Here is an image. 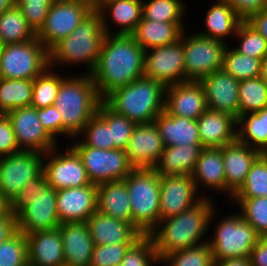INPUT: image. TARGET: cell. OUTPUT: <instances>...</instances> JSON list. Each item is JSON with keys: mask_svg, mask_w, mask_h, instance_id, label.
<instances>
[{"mask_svg": "<svg viewBox=\"0 0 267 266\" xmlns=\"http://www.w3.org/2000/svg\"><path fill=\"white\" fill-rule=\"evenodd\" d=\"M267 197V154H261L252 164L245 182L232 198Z\"/></svg>", "mask_w": 267, "mask_h": 266, "instance_id": "obj_43", "label": "cell"}, {"mask_svg": "<svg viewBox=\"0 0 267 266\" xmlns=\"http://www.w3.org/2000/svg\"><path fill=\"white\" fill-rule=\"evenodd\" d=\"M86 223L95 245L134 244L143 236L132 224L99 211Z\"/></svg>", "mask_w": 267, "mask_h": 266, "instance_id": "obj_27", "label": "cell"}, {"mask_svg": "<svg viewBox=\"0 0 267 266\" xmlns=\"http://www.w3.org/2000/svg\"><path fill=\"white\" fill-rule=\"evenodd\" d=\"M229 46L224 51L222 69L239 81L259 77L261 60L243 55Z\"/></svg>", "mask_w": 267, "mask_h": 266, "instance_id": "obj_40", "label": "cell"}, {"mask_svg": "<svg viewBox=\"0 0 267 266\" xmlns=\"http://www.w3.org/2000/svg\"><path fill=\"white\" fill-rule=\"evenodd\" d=\"M0 266H29L27 237L17 231L0 244Z\"/></svg>", "mask_w": 267, "mask_h": 266, "instance_id": "obj_47", "label": "cell"}, {"mask_svg": "<svg viewBox=\"0 0 267 266\" xmlns=\"http://www.w3.org/2000/svg\"><path fill=\"white\" fill-rule=\"evenodd\" d=\"M56 206L60 224L86 222L97 211V185L57 190Z\"/></svg>", "mask_w": 267, "mask_h": 266, "instance_id": "obj_21", "label": "cell"}, {"mask_svg": "<svg viewBox=\"0 0 267 266\" xmlns=\"http://www.w3.org/2000/svg\"><path fill=\"white\" fill-rule=\"evenodd\" d=\"M158 264H160V258L152 238L149 235H143L128 249L121 266H157Z\"/></svg>", "mask_w": 267, "mask_h": 266, "instance_id": "obj_48", "label": "cell"}, {"mask_svg": "<svg viewBox=\"0 0 267 266\" xmlns=\"http://www.w3.org/2000/svg\"><path fill=\"white\" fill-rule=\"evenodd\" d=\"M75 138L85 146L104 150L113 149L107 121L98 112L87 122L83 130Z\"/></svg>", "mask_w": 267, "mask_h": 266, "instance_id": "obj_46", "label": "cell"}, {"mask_svg": "<svg viewBox=\"0 0 267 266\" xmlns=\"http://www.w3.org/2000/svg\"><path fill=\"white\" fill-rule=\"evenodd\" d=\"M251 266H267V242L260 238L250 252Z\"/></svg>", "mask_w": 267, "mask_h": 266, "instance_id": "obj_55", "label": "cell"}, {"mask_svg": "<svg viewBox=\"0 0 267 266\" xmlns=\"http://www.w3.org/2000/svg\"><path fill=\"white\" fill-rule=\"evenodd\" d=\"M36 37L37 34L26 22L17 5L0 14V46L21 43Z\"/></svg>", "mask_w": 267, "mask_h": 266, "instance_id": "obj_35", "label": "cell"}, {"mask_svg": "<svg viewBox=\"0 0 267 266\" xmlns=\"http://www.w3.org/2000/svg\"><path fill=\"white\" fill-rule=\"evenodd\" d=\"M6 115L12 124L20 150L39 151L45 154L58 145L42 127L35 107L17 108L7 112Z\"/></svg>", "mask_w": 267, "mask_h": 266, "instance_id": "obj_16", "label": "cell"}, {"mask_svg": "<svg viewBox=\"0 0 267 266\" xmlns=\"http://www.w3.org/2000/svg\"><path fill=\"white\" fill-rule=\"evenodd\" d=\"M105 36L101 15L94 9L70 35L49 51L50 67L74 68L82 64L86 65L85 73L91 74L98 62Z\"/></svg>", "mask_w": 267, "mask_h": 266, "instance_id": "obj_5", "label": "cell"}, {"mask_svg": "<svg viewBox=\"0 0 267 266\" xmlns=\"http://www.w3.org/2000/svg\"><path fill=\"white\" fill-rule=\"evenodd\" d=\"M231 38L239 40L238 46L233 47L239 53L261 61L267 56V40L246 21L239 25L235 36Z\"/></svg>", "mask_w": 267, "mask_h": 266, "instance_id": "obj_45", "label": "cell"}, {"mask_svg": "<svg viewBox=\"0 0 267 266\" xmlns=\"http://www.w3.org/2000/svg\"><path fill=\"white\" fill-rule=\"evenodd\" d=\"M203 198L191 175L160 176V220L192 208Z\"/></svg>", "mask_w": 267, "mask_h": 266, "instance_id": "obj_17", "label": "cell"}, {"mask_svg": "<svg viewBox=\"0 0 267 266\" xmlns=\"http://www.w3.org/2000/svg\"><path fill=\"white\" fill-rule=\"evenodd\" d=\"M97 211L132 224V210L125 180L97 185Z\"/></svg>", "mask_w": 267, "mask_h": 266, "instance_id": "obj_31", "label": "cell"}, {"mask_svg": "<svg viewBox=\"0 0 267 266\" xmlns=\"http://www.w3.org/2000/svg\"><path fill=\"white\" fill-rule=\"evenodd\" d=\"M263 239L267 242V234L263 237Z\"/></svg>", "mask_w": 267, "mask_h": 266, "instance_id": "obj_61", "label": "cell"}, {"mask_svg": "<svg viewBox=\"0 0 267 266\" xmlns=\"http://www.w3.org/2000/svg\"><path fill=\"white\" fill-rule=\"evenodd\" d=\"M238 107L240 115L255 113L267 107V85L260 77L240 81Z\"/></svg>", "mask_w": 267, "mask_h": 266, "instance_id": "obj_42", "label": "cell"}, {"mask_svg": "<svg viewBox=\"0 0 267 266\" xmlns=\"http://www.w3.org/2000/svg\"><path fill=\"white\" fill-rule=\"evenodd\" d=\"M75 141L71 147L80 156L92 184L123 180L134 169L123 149L104 150L85 146L77 138Z\"/></svg>", "mask_w": 267, "mask_h": 266, "instance_id": "obj_12", "label": "cell"}, {"mask_svg": "<svg viewBox=\"0 0 267 266\" xmlns=\"http://www.w3.org/2000/svg\"><path fill=\"white\" fill-rule=\"evenodd\" d=\"M58 229L63 241L64 265L89 266L95 244L87 223H62Z\"/></svg>", "mask_w": 267, "mask_h": 266, "instance_id": "obj_24", "label": "cell"}, {"mask_svg": "<svg viewBox=\"0 0 267 266\" xmlns=\"http://www.w3.org/2000/svg\"><path fill=\"white\" fill-rule=\"evenodd\" d=\"M37 115L41 121L42 127L46 132L58 142V136L63 135L62 115L54 105L37 109Z\"/></svg>", "mask_w": 267, "mask_h": 266, "instance_id": "obj_51", "label": "cell"}, {"mask_svg": "<svg viewBox=\"0 0 267 266\" xmlns=\"http://www.w3.org/2000/svg\"><path fill=\"white\" fill-rule=\"evenodd\" d=\"M213 266H251L249 257L214 260Z\"/></svg>", "mask_w": 267, "mask_h": 266, "instance_id": "obj_57", "label": "cell"}, {"mask_svg": "<svg viewBox=\"0 0 267 266\" xmlns=\"http://www.w3.org/2000/svg\"><path fill=\"white\" fill-rule=\"evenodd\" d=\"M145 50L133 35L106 34L91 76L103 100L113 90L144 76Z\"/></svg>", "mask_w": 267, "mask_h": 266, "instance_id": "obj_1", "label": "cell"}, {"mask_svg": "<svg viewBox=\"0 0 267 266\" xmlns=\"http://www.w3.org/2000/svg\"><path fill=\"white\" fill-rule=\"evenodd\" d=\"M50 66L49 51L36 37L0 46V78L33 80Z\"/></svg>", "mask_w": 267, "mask_h": 266, "instance_id": "obj_9", "label": "cell"}, {"mask_svg": "<svg viewBox=\"0 0 267 266\" xmlns=\"http://www.w3.org/2000/svg\"><path fill=\"white\" fill-rule=\"evenodd\" d=\"M103 101L136 124L151 123L164 111L165 86L142 76L113 90Z\"/></svg>", "mask_w": 267, "mask_h": 266, "instance_id": "obj_6", "label": "cell"}, {"mask_svg": "<svg viewBox=\"0 0 267 266\" xmlns=\"http://www.w3.org/2000/svg\"><path fill=\"white\" fill-rule=\"evenodd\" d=\"M191 176L195 182L197 191L200 193V195H202V192L205 193V198H212L210 194H208V196L206 195L209 189L213 192L215 191L225 194L226 179L222 157V147L203 148Z\"/></svg>", "mask_w": 267, "mask_h": 266, "instance_id": "obj_25", "label": "cell"}, {"mask_svg": "<svg viewBox=\"0 0 267 266\" xmlns=\"http://www.w3.org/2000/svg\"><path fill=\"white\" fill-rule=\"evenodd\" d=\"M204 18L205 30L196 33L225 43V39L230 40L231 36H235L239 25L244 21L226 0H215Z\"/></svg>", "mask_w": 267, "mask_h": 266, "instance_id": "obj_29", "label": "cell"}, {"mask_svg": "<svg viewBox=\"0 0 267 266\" xmlns=\"http://www.w3.org/2000/svg\"><path fill=\"white\" fill-rule=\"evenodd\" d=\"M97 112L107 121L113 149L125 150L136 123L124 115L116 113L103 100L100 102Z\"/></svg>", "mask_w": 267, "mask_h": 266, "instance_id": "obj_41", "label": "cell"}, {"mask_svg": "<svg viewBox=\"0 0 267 266\" xmlns=\"http://www.w3.org/2000/svg\"><path fill=\"white\" fill-rule=\"evenodd\" d=\"M163 266H213L214 259L209 242L187 249L173 251L160 259Z\"/></svg>", "mask_w": 267, "mask_h": 266, "instance_id": "obj_39", "label": "cell"}, {"mask_svg": "<svg viewBox=\"0 0 267 266\" xmlns=\"http://www.w3.org/2000/svg\"><path fill=\"white\" fill-rule=\"evenodd\" d=\"M165 147L201 144L197 120L174 116L163 111L155 119Z\"/></svg>", "mask_w": 267, "mask_h": 266, "instance_id": "obj_30", "label": "cell"}, {"mask_svg": "<svg viewBox=\"0 0 267 266\" xmlns=\"http://www.w3.org/2000/svg\"><path fill=\"white\" fill-rule=\"evenodd\" d=\"M17 218L8 212L0 218V244L17 232Z\"/></svg>", "mask_w": 267, "mask_h": 266, "instance_id": "obj_54", "label": "cell"}, {"mask_svg": "<svg viewBox=\"0 0 267 266\" xmlns=\"http://www.w3.org/2000/svg\"><path fill=\"white\" fill-rule=\"evenodd\" d=\"M132 210V225L149 235L160 221V175L153 168L133 169L124 178Z\"/></svg>", "mask_w": 267, "mask_h": 266, "instance_id": "obj_7", "label": "cell"}, {"mask_svg": "<svg viewBox=\"0 0 267 266\" xmlns=\"http://www.w3.org/2000/svg\"><path fill=\"white\" fill-rule=\"evenodd\" d=\"M133 244L95 245L89 266H119Z\"/></svg>", "mask_w": 267, "mask_h": 266, "instance_id": "obj_50", "label": "cell"}, {"mask_svg": "<svg viewBox=\"0 0 267 266\" xmlns=\"http://www.w3.org/2000/svg\"><path fill=\"white\" fill-rule=\"evenodd\" d=\"M44 154L21 150L0 160V193L10 203L24 184L43 171Z\"/></svg>", "mask_w": 267, "mask_h": 266, "instance_id": "obj_14", "label": "cell"}, {"mask_svg": "<svg viewBox=\"0 0 267 266\" xmlns=\"http://www.w3.org/2000/svg\"><path fill=\"white\" fill-rule=\"evenodd\" d=\"M56 0H16L26 22L37 34L43 27L47 13Z\"/></svg>", "mask_w": 267, "mask_h": 266, "instance_id": "obj_49", "label": "cell"}, {"mask_svg": "<svg viewBox=\"0 0 267 266\" xmlns=\"http://www.w3.org/2000/svg\"><path fill=\"white\" fill-rule=\"evenodd\" d=\"M102 99L91 74L67 75L61 82L54 106L62 115L63 135L72 139L95 115Z\"/></svg>", "mask_w": 267, "mask_h": 266, "instance_id": "obj_4", "label": "cell"}, {"mask_svg": "<svg viewBox=\"0 0 267 266\" xmlns=\"http://www.w3.org/2000/svg\"><path fill=\"white\" fill-rule=\"evenodd\" d=\"M59 144L44 154L43 174L48 184L56 191L91 184L78 153L70 145L61 152Z\"/></svg>", "mask_w": 267, "mask_h": 266, "instance_id": "obj_13", "label": "cell"}, {"mask_svg": "<svg viewBox=\"0 0 267 266\" xmlns=\"http://www.w3.org/2000/svg\"><path fill=\"white\" fill-rule=\"evenodd\" d=\"M185 81H200L223 67L224 51L229 43L182 32Z\"/></svg>", "mask_w": 267, "mask_h": 266, "instance_id": "obj_10", "label": "cell"}, {"mask_svg": "<svg viewBox=\"0 0 267 266\" xmlns=\"http://www.w3.org/2000/svg\"><path fill=\"white\" fill-rule=\"evenodd\" d=\"M259 77L267 85V56L261 61V69Z\"/></svg>", "mask_w": 267, "mask_h": 266, "instance_id": "obj_58", "label": "cell"}, {"mask_svg": "<svg viewBox=\"0 0 267 266\" xmlns=\"http://www.w3.org/2000/svg\"><path fill=\"white\" fill-rule=\"evenodd\" d=\"M200 82L209 110L225 112L236 119L240 116L239 80L221 69L204 77Z\"/></svg>", "mask_w": 267, "mask_h": 266, "instance_id": "obj_20", "label": "cell"}, {"mask_svg": "<svg viewBox=\"0 0 267 266\" xmlns=\"http://www.w3.org/2000/svg\"><path fill=\"white\" fill-rule=\"evenodd\" d=\"M16 5V0H0V14Z\"/></svg>", "mask_w": 267, "mask_h": 266, "instance_id": "obj_59", "label": "cell"}, {"mask_svg": "<svg viewBox=\"0 0 267 266\" xmlns=\"http://www.w3.org/2000/svg\"><path fill=\"white\" fill-rule=\"evenodd\" d=\"M202 149L201 144L165 147L153 169L160 176L191 175Z\"/></svg>", "mask_w": 267, "mask_h": 266, "instance_id": "obj_32", "label": "cell"}, {"mask_svg": "<svg viewBox=\"0 0 267 266\" xmlns=\"http://www.w3.org/2000/svg\"><path fill=\"white\" fill-rule=\"evenodd\" d=\"M207 109L205 92L200 81H185L165 87L166 113L197 120Z\"/></svg>", "mask_w": 267, "mask_h": 266, "instance_id": "obj_19", "label": "cell"}, {"mask_svg": "<svg viewBox=\"0 0 267 266\" xmlns=\"http://www.w3.org/2000/svg\"><path fill=\"white\" fill-rule=\"evenodd\" d=\"M94 5L106 34L132 35L142 19V0H95ZM109 23L118 27L116 32Z\"/></svg>", "mask_w": 267, "mask_h": 266, "instance_id": "obj_22", "label": "cell"}, {"mask_svg": "<svg viewBox=\"0 0 267 266\" xmlns=\"http://www.w3.org/2000/svg\"><path fill=\"white\" fill-rule=\"evenodd\" d=\"M262 153L239 141H235L222 147V157L225 169L226 194L232 196L245 182L246 176L252 164Z\"/></svg>", "mask_w": 267, "mask_h": 266, "instance_id": "obj_23", "label": "cell"}, {"mask_svg": "<svg viewBox=\"0 0 267 266\" xmlns=\"http://www.w3.org/2000/svg\"><path fill=\"white\" fill-rule=\"evenodd\" d=\"M144 76L162 83L165 87L185 82L182 34L175 43L145 51Z\"/></svg>", "mask_w": 267, "mask_h": 266, "instance_id": "obj_15", "label": "cell"}, {"mask_svg": "<svg viewBox=\"0 0 267 266\" xmlns=\"http://www.w3.org/2000/svg\"><path fill=\"white\" fill-rule=\"evenodd\" d=\"M237 141L267 154V107L237 118Z\"/></svg>", "mask_w": 267, "mask_h": 266, "instance_id": "obj_34", "label": "cell"}, {"mask_svg": "<svg viewBox=\"0 0 267 266\" xmlns=\"http://www.w3.org/2000/svg\"><path fill=\"white\" fill-rule=\"evenodd\" d=\"M216 222L214 233L211 238L210 236L208 238L213 259L249 257L251 250L261 237L242 218V215L234 212L219 218V221Z\"/></svg>", "mask_w": 267, "mask_h": 266, "instance_id": "obj_8", "label": "cell"}, {"mask_svg": "<svg viewBox=\"0 0 267 266\" xmlns=\"http://www.w3.org/2000/svg\"><path fill=\"white\" fill-rule=\"evenodd\" d=\"M197 126L203 148H221L237 140V119L228 113L207 109Z\"/></svg>", "mask_w": 267, "mask_h": 266, "instance_id": "obj_26", "label": "cell"}, {"mask_svg": "<svg viewBox=\"0 0 267 266\" xmlns=\"http://www.w3.org/2000/svg\"><path fill=\"white\" fill-rule=\"evenodd\" d=\"M234 11L246 21L267 6V0H226Z\"/></svg>", "mask_w": 267, "mask_h": 266, "instance_id": "obj_53", "label": "cell"}, {"mask_svg": "<svg viewBox=\"0 0 267 266\" xmlns=\"http://www.w3.org/2000/svg\"><path fill=\"white\" fill-rule=\"evenodd\" d=\"M246 22L267 40V6L251 15Z\"/></svg>", "mask_w": 267, "mask_h": 266, "instance_id": "obj_56", "label": "cell"}, {"mask_svg": "<svg viewBox=\"0 0 267 266\" xmlns=\"http://www.w3.org/2000/svg\"><path fill=\"white\" fill-rule=\"evenodd\" d=\"M32 94L33 80L0 78V114L30 106Z\"/></svg>", "mask_w": 267, "mask_h": 266, "instance_id": "obj_36", "label": "cell"}, {"mask_svg": "<svg viewBox=\"0 0 267 266\" xmlns=\"http://www.w3.org/2000/svg\"><path fill=\"white\" fill-rule=\"evenodd\" d=\"M212 199L204 197L192 208L159 221L149 236L160 259L173 251L208 241L207 232L212 221L217 219L215 216L218 213L215 200Z\"/></svg>", "mask_w": 267, "mask_h": 266, "instance_id": "obj_2", "label": "cell"}, {"mask_svg": "<svg viewBox=\"0 0 267 266\" xmlns=\"http://www.w3.org/2000/svg\"><path fill=\"white\" fill-rule=\"evenodd\" d=\"M29 266H63V241L59 229L26 234Z\"/></svg>", "mask_w": 267, "mask_h": 266, "instance_id": "obj_28", "label": "cell"}, {"mask_svg": "<svg viewBox=\"0 0 267 266\" xmlns=\"http://www.w3.org/2000/svg\"><path fill=\"white\" fill-rule=\"evenodd\" d=\"M240 208L239 213L263 238L267 234V197L231 198Z\"/></svg>", "mask_w": 267, "mask_h": 266, "instance_id": "obj_44", "label": "cell"}, {"mask_svg": "<svg viewBox=\"0 0 267 266\" xmlns=\"http://www.w3.org/2000/svg\"><path fill=\"white\" fill-rule=\"evenodd\" d=\"M164 144L154 122L136 124L125 153L134 169L153 168L159 161Z\"/></svg>", "mask_w": 267, "mask_h": 266, "instance_id": "obj_18", "label": "cell"}, {"mask_svg": "<svg viewBox=\"0 0 267 266\" xmlns=\"http://www.w3.org/2000/svg\"><path fill=\"white\" fill-rule=\"evenodd\" d=\"M12 124L6 114H0V155L20 152Z\"/></svg>", "mask_w": 267, "mask_h": 266, "instance_id": "obj_52", "label": "cell"}, {"mask_svg": "<svg viewBox=\"0 0 267 266\" xmlns=\"http://www.w3.org/2000/svg\"><path fill=\"white\" fill-rule=\"evenodd\" d=\"M57 191L45 180L43 171L27 181L9 203L17 218V230L26 234L57 229L60 225L56 206Z\"/></svg>", "mask_w": 267, "mask_h": 266, "instance_id": "obj_3", "label": "cell"}, {"mask_svg": "<svg viewBox=\"0 0 267 266\" xmlns=\"http://www.w3.org/2000/svg\"><path fill=\"white\" fill-rule=\"evenodd\" d=\"M9 212V203L2 197L0 193V218Z\"/></svg>", "mask_w": 267, "mask_h": 266, "instance_id": "obj_60", "label": "cell"}, {"mask_svg": "<svg viewBox=\"0 0 267 266\" xmlns=\"http://www.w3.org/2000/svg\"><path fill=\"white\" fill-rule=\"evenodd\" d=\"M48 67L43 73L33 79L32 107L36 109L54 105L62 80L66 77Z\"/></svg>", "mask_w": 267, "mask_h": 266, "instance_id": "obj_38", "label": "cell"}, {"mask_svg": "<svg viewBox=\"0 0 267 266\" xmlns=\"http://www.w3.org/2000/svg\"><path fill=\"white\" fill-rule=\"evenodd\" d=\"M94 9L91 0H56L50 7L37 38L50 51L70 35Z\"/></svg>", "mask_w": 267, "mask_h": 266, "instance_id": "obj_11", "label": "cell"}, {"mask_svg": "<svg viewBox=\"0 0 267 266\" xmlns=\"http://www.w3.org/2000/svg\"><path fill=\"white\" fill-rule=\"evenodd\" d=\"M186 5L184 0H142V17L165 23H185Z\"/></svg>", "mask_w": 267, "mask_h": 266, "instance_id": "obj_37", "label": "cell"}, {"mask_svg": "<svg viewBox=\"0 0 267 266\" xmlns=\"http://www.w3.org/2000/svg\"><path fill=\"white\" fill-rule=\"evenodd\" d=\"M185 23H165L142 17L134 33L135 41L146 51L151 48L175 43L180 39Z\"/></svg>", "mask_w": 267, "mask_h": 266, "instance_id": "obj_33", "label": "cell"}]
</instances>
